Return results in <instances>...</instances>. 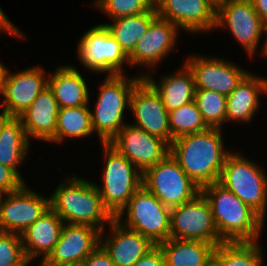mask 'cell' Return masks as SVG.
<instances>
[{
    "label": "cell",
    "instance_id": "8d00e7d4",
    "mask_svg": "<svg viewBox=\"0 0 267 266\" xmlns=\"http://www.w3.org/2000/svg\"><path fill=\"white\" fill-rule=\"evenodd\" d=\"M133 266H166V262L162 250L158 245H156Z\"/></svg>",
    "mask_w": 267,
    "mask_h": 266
},
{
    "label": "cell",
    "instance_id": "52a82bcc",
    "mask_svg": "<svg viewBox=\"0 0 267 266\" xmlns=\"http://www.w3.org/2000/svg\"><path fill=\"white\" fill-rule=\"evenodd\" d=\"M125 210L127 216L123 221ZM170 210L142 185L115 218L124 227L139 232L158 245L170 239Z\"/></svg>",
    "mask_w": 267,
    "mask_h": 266
},
{
    "label": "cell",
    "instance_id": "8fae6325",
    "mask_svg": "<svg viewBox=\"0 0 267 266\" xmlns=\"http://www.w3.org/2000/svg\"><path fill=\"white\" fill-rule=\"evenodd\" d=\"M109 144L142 173L170 154L167 141L132 124H125Z\"/></svg>",
    "mask_w": 267,
    "mask_h": 266
},
{
    "label": "cell",
    "instance_id": "ba28073f",
    "mask_svg": "<svg viewBox=\"0 0 267 266\" xmlns=\"http://www.w3.org/2000/svg\"><path fill=\"white\" fill-rule=\"evenodd\" d=\"M142 185L170 208L194 199L201 192L171 154L143 173Z\"/></svg>",
    "mask_w": 267,
    "mask_h": 266
},
{
    "label": "cell",
    "instance_id": "484cf974",
    "mask_svg": "<svg viewBox=\"0 0 267 266\" xmlns=\"http://www.w3.org/2000/svg\"><path fill=\"white\" fill-rule=\"evenodd\" d=\"M166 266H204L216 245L199 240L168 239L158 244Z\"/></svg>",
    "mask_w": 267,
    "mask_h": 266
},
{
    "label": "cell",
    "instance_id": "3957f363",
    "mask_svg": "<svg viewBox=\"0 0 267 266\" xmlns=\"http://www.w3.org/2000/svg\"><path fill=\"white\" fill-rule=\"evenodd\" d=\"M50 207L67 224L89 225L101 232L115 217L104 206L97 184L68 177L50 196Z\"/></svg>",
    "mask_w": 267,
    "mask_h": 266
},
{
    "label": "cell",
    "instance_id": "2e32d148",
    "mask_svg": "<svg viewBox=\"0 0 267 266\" xmlns=\"http://www.w3.org/2000/svg\"><path fill=\"white\" fill-rule=\"evenodd\" d=\"M157 15L191 33L208 32L216 25L212 0H155Z\"/></svg>",
    "mask_w": 267,
    "mask_h": 266
},
{
    "label": "cell",
    "instance_id": "9c48e42d",
    "mask_svg": "<svg viewBox=\"0 0 267 266\" xmlns=\"http://www.w3.org/2000/svg\"><path fill=\"white\" fill-rule=\"evenodd\" d=\"M77 54L86 69L108 75L123 74L124 62L130 64L129 56L105 24L94 26L82 35Z\"/></svg>",
    "mask_w": 267,
    "mask_h": 266
},
{
    "label": "cell",
    "instance_id": "7402d4cb",
    "mask_svg": "<svg viewBox=\"0 0 267 266\" xmlns=\"http://www.w3.org/2000/svg\"><path fill=\"white\" fill-rule=\"evenodd\" d=\"M65 222L50 207L34 224L21 235L23 250L31 263L42 254L46 259L53 251Z\"/></svg>",
    "mask_w": 267,
    "mask_h": 266
},
{
    "label": "cell",
    "instance_id": "f1b7e54d",
    "mask_svg": "<svg viewBox=\"0 0 267 266\" xmlns=\"http://www.w3.org/2000/svg\"><path fill=\"white\" fill-rule=\"evenodd\" d=\"M89 105L59 108L55 129V143L65 138H85L93 134L91 110Z\"/></svg>",
    "mask_w": 267,
    "mask_h": 266
},
{
    "label": "cell",
    "instance_id": "836d02e7",
    "mask_svg": "<svg viewBox=\"0 0 267 266\" xmlns=\"http://www.w3.org/2000/svg\"><path fill=\"white\" fill-rule=\"evenodd\" d=\"M21 235L0 232V266H28Z\"/></svg>",
    "mask_w": 267,
    "mask_h": 266
},
{
    "label": "cell",
    "instance_id": "6da1fadb",
    "mask_svg": "<svg viewBox=\"0 0 267 266\" xmlns=\"http://www.w3.org/2000/svg\"><path fill=\"white\" fill-rule=\"evenodd\" d=\"M219 128L175 138L170 144V154L182 170L200 187L219 182L229 151L223 145Z\"/></svg>",
    "mask_w": 267,
    "mask_h": 266
},
{
    "label": "cell",
    "instance_id": "1f68e13d",
    "mask_svg": "<svg viewBox=\"0 0 267 266\" xmlns=\"http://www.w3.org/2000/svg\"><path fill=\"white\" fill-rule=\"evenodd\" d=\"M194 102L209 128L222 129L226 122V95L212 90L196 89Z\"/></svg>",
    "mask_w": 267,
    "mask_h": 266
},
{
    "label": "cell",
    "instance_id": "7a4b0ae2",
    "mask_svg": "<svg viewBox=\"0 0 267 266\" xmlns=\"http://www.w3.org/2000/svg\"><path fill=\"white\" fill-rule=\"evenodd\" d=\"M201 193L209 202L213 220L224 242L258 241L264 220L219 182L205 185Z\"/></svg>",
    "mask_w": 267,
    "mask_h": 266
},
{
    "label": "cell",
    "instance_id": "7c38bea8",
    "mask_svg": "<svg viewBox=\"0 0 267 266\" xmlns=\"http://www.w3.org/2000/svg\"><path fill=\"white\" fill-rule=\"evenodd\" d=\"M24 184L19 190L3 193L0 202L1 232L22 233L49 208L50 198L38 195ZM5 199H3V197Z\"/></svg>",
    "mask_w": 267,
    "mask_h": 266
},
{
    "label": "cell",
    "instance_id": "4316f807",
    "mask_svg": "<svg viewBox=\"0 0 267 266\" xmlns=\"http://www.w3.org/2000/svg\"><path fill=\"white\" fill-rule=\"evenodd\" d=\"M29 146L21 118L10 116L0 131V163L12 168L21 177L17 167L24 161Z\"/></svg>",
    "mask_w": 267,
    "mask_h": 266
},
{
    "label": "cell",
    "instance_id": "5bb4252c",
    "mask_svg": "<svg viewBox=\"0 0 267 266\" xmlns=\"http://www.w3.org/2000/svg\"><path fill=\"white\" fill-rule=\"evenodd\" d=\"M5 70L1 93L3 96L2 112L9 116H21L48 86V77L42 67H34L17 73Z\"/></svg>",
    "mask_w": 267,
    "mask_h": 266
},
{
    "label": "cell",
    "instance_id": "4fadbf2b",
    "mask_svg": "<svg viewBox=\"0 0 267 266\" xmlns=\"http://www.w3.org/2000/svg\"><path fill=\"white\" fill-rule=\"evenodd\" d=\"M264 25L251 0L230 1L216 7L215 29L229 28L251 58L264 33Z\"/></svg>",
    "mask_w": 267,
    "mask_h": 266
},
{
    "label": "cell",
    "instance_id": "7dc6e473",
    "mask_svg": "<svg viewBox=\"0 0 267 266\" xmlns=\"http://www.w3.org/2000/svg\"><path fill=\"white\" fill-rule=\"evenodd\" d=\"M1 197H2V193H0V202H1ZM0 232H1V228H0Z\"/></svg>",
    "mask_w": 267,
    "mask_h": 266
},
{
    "label": "cell",
    "instance_id": "277c9868",
    "mask_svg": "<svg viewBox=\"0 0 267 266\" xmlns=\"http://www.w3.org/2000/svg\"><path fill=\"white\" fill-rule=\"evenodd\" d=\"M125 75H108L105 78L100 85L95 108L91 110L92 127L102 144L109 143L125 125L124 110L130 108L131 93L143 79V74L129 79Z\"/></svg>",
    "mask_w": 267,
    "mask_h": 266
},
{
    "label": "cell",
    "instance_id": "f546056e",
    "mask_svg": "<svg viewBox=\"0 0 267 266\" xmlns=\"http://www.w3.org/2000/svg\"><path fill=\"white\" fill-rule=\"evenodd\" d=\"M258 242H223L216 245L215 253L223 266H261L262 248Z\"/></svg>",
    "mask_w": 267,
    "mask_h": 266
},
{
    "label": "cell",
    "instance_id": "5b68a950",
    "mask_svg": "<svg viewBox=\"0 0 267 266\" xmlns=\"http://www.w3.org/2000/svg\"><path fill=\"white\" fill-rule=\"evenodd\" d=\"M106 164L103 186L97 185L104 206L116 217L142 186L143 173L109 143H103Z\"/></svg>",
    "mask_w": 267,
    "mask_h": 266
},
{
    "label": "cell",
    "instance_id": "ac0fdd59",
    "mask_svg": "<svg viewBox=\"0 0 267 266\" xmlns=\"http://www.w3.org/2000/svg\"><path fill=\"white\" fill-rule=\"evenodd\" d=\"M178 29L174 23L157 16L128 55L130 64L156 66L174 49Z\"/></svg>",
    "mask_w": 267,
    "mask_h": 266
},
{
    "label": "cell",
    "instance_id": "ab89813d",
    "mask_svg": "<svg viewBox=\"0 0 267 266\" xmlns=\"http://www.w3.org/2000/svg\"><path fill=\"white\" fill-rule=\"evenodd\" d=\"M204 266H223L221 258L214 252Z\"/></svg>",
    "mask_w": 267,
    "mask_h": 266
},
{
    "label": "cell",
    "instance_id": "4dcf8cb0",
    "mask_svg": "<svg viewBox=\"0 0 267 266\" xmlns=\"http://www.w3.org/2000/svg\"><path fill=\"white\" fill-rule=\"evenodd\" d=\"M169 126L171 143L177 137L194 134L209 128L194 101L170 111Z\"/></svg>",
    "mask_w": 267,
    "mask_h": 266
},
{
    "label": "cell",
    "instance_id": "60d3db41",
    "mask_svg": "<svg viewBox=\"0 0 267 266\" xmlns=\"http://www.w3.org/2000/svg\"><path fill=\"white\" fill-rule=\"evenodd\" d=\"M40 264L39 266H81L79 264H57V263L47 262L45 259H42Z\"/></svg>",
    "mask_w": 267,
    "mask_h": 266
},
{
    "label": "cell",
    "instance_id": "d590c367",
    "mask_svg": "<svg viewBox=\"0 0 267 266\" xmlns=\"http://www.w3.org/2000/svg\"><path fill=\"white\" fill-rule=\"evenodd\" d=\"M81 266H115V264L104 248L99 245L91 254H89Z\"/></svg>",
    "mask_w": 267,
    "mask_h": 266
},
{
    "label": "cell",
    "instance_id": "bcb514c9",
    "mask_svg": "<svg viewBox=\"0 0 267 266\" xmlns=\"http://www.w3.org/2000/svg\"><path fill=\"white\" fill-rule=\"evenodd\" d=\"M214 2L215 7L219 6V0H212Z\"/></svg>",
    "mask_w": 267,
    "mask_h": 266
},
{
    "label": "cell",
    "instance_id": "44dd1931",
    "mask_svg": "<svg viewBox=\"0 0 267 266\" xmlns=\"http://www.w3.org/2000/svg\"><path fill=\"white\" fill-rule=\"evenodd\" d=\"M58 103L53 92L47 86L33 101L30 107L19 116L28 140L35 137L40 140L55 143V129Z\"/></svg>",
    "mask_w": 267,
    "mask_h": 266
},
{
    "label": "cell",
    "instance_id": "ee69618b",
    "mask_svg": "<svg viewBox=\"0 0 267 266\" xmlns=\"http://www.w3.org/2000/svg\"><path fill=\"white\" fill-rule=\"evenodd\" d=\"M10 116L5 112H0V131L3 123L9 118Z\"/></svg>",
    "mask_w": 267,
    "mask_h": 266
},
{
    "label": "cell",
    "instance_id": "30bf717a",
    "mask_svg": "<svg viewBox=\"0 0 267 266\" xmlns=\"http://www.w3.org/2000/svg\"><path fill=\"white\" fill-rule=\"evenodd\" d=\"M170 239L199 240L215 245L224 242L216 229L209 202L201 192L194 199L171 208Z\"/></svg>",
    "mask_w": 267,
    "mask_h": 266
},
{
    "label": "cell",
    "instance_id": "8992f818",
    "mask_svg": "<svg viewBox=\"0 0 267 266\" xmlns=\"http://www.w3.org/2000/svg\"><path fill=\"white\" fill-rule=\"evenodd\" d=\"M219 183L264 220L267 208V175L260 166L241 154L231 152L225 160Z\"/></svg>",
    "mask_w": 267,
    "mask_h": 266
},
{
    "label": "cell",
    "instance_id": "ffe728a7",
    "mask_svg": "<svg viewBox=\"0 0 267 266\" xmlns=\"http://www.w3.org/2000/svg\"><path fill=\"white\" fill-rule=\"evenodd\" d=\"M109 226L113 235L103 240L105 231L101 232L100 245L109 254L115 266H133L156 246L139 232L124 227L116 218Z\"/></svg>",
    "mask_w": 267,
    "mask_h": 266
},
{
    "label": "cell",
    "instance_id": "e575fe53",
    "mask_svg": "<svg viewBox=\"0 0 267 266\" xmlns=\"http://www.w3.org/2000/svg\"><path fill=\"white\" fill-rule=\"evenodd\" d=\"M25 184L12 168L0 163V193H8L19 190Z\"/></svg>",
    "mask_w": 267,
    "mask_h": 266
},
{
    "label": "cell",
    "instance_id": "603a6c76",
    "mask_svg": "<svg viewBox=\"0 0 267 266\" xmlns=\"http://www.w3.org/2000/svg\"><path fill=\"white\" fill-rule=\"evenodd\" d=\"M261 93L267 94V79L248 72L230 95H227L226 121H251L259 110Z\"/></svg>",
    "mask_w": 267,
    "mask_h": 266
},
{
    "label": "cell",
    "instance_id": "83f0119b",
    "mask_svg": "<svg viewBox=\"0 0 267 266\" xmlns=\"http://www.w3.org/2000/svg\"><path fill=\"white\" fill-rule=\"evenodd\" d=\"M157 16L154 7L151 11L139 15L113 19L112 24L105 23V26L110 30L124 52L129 55Z\"/></svg>",
    "mask_w": 267,
    "mask_h": 266
},
{
    "label": "cell",
    "instance_id": "f6af8a7d",
    "mask_svg": "<svg viewBox=\"0 0 267 266\" xmlns=\"http://www.w3.org/2000/svg\"><path fill=\"white\" fill-rule=\"evenodd\" d=\"M230 1H242V0H219V5H221L225 2H230Z\"/></svg>",
    "mask_w": 267,
    "mask_h": 266
},
{
    "label": "cell",
    "instance_id": "74e56055",
    "mask_svg": "<svg viewBox=\"0 0 267 266\" xmlns=\"http://www.w3.org/2000/svg\"><path fill=\"white\" fill-rule=\"evenodd\" d=\"M4 31L18 38H27L14 24H12L0 7V33Z\"/></svg>",
    "mask_w": 267,
    "mask_h": 266
},
{
    "label": "cell",
    "instance_id": "e0dca14e",
    "mask_svg": "<svg viewBox=\"0 0 267 266\" xmlns=\"http://www.w3.org/2000/svg\"><path fill=\"white\" fill-rule=\"evenodd\" d=\"M186 61L184 63L193 73L196 89L212 90L226 96L230 95L248 73L235 63L216 57L195 55L189 56Z\"/></svg>",
    "mask_w": 267,
    "mask_h": 266
},
{
    "label": "cell",
    "instance_id": "cb8c5ba5",
    "mask_svg": "<svg viewBox=\"0 0 267 266\" xmlns=\"http://www.w3.org/2000/svg\"><path fill=\"white\" fill-rule=\"evenodd\" d=\"M48 86L59 108L89 104L88 86L75 66H60L48 77Z\"/></svg>",
    "mask_w": 267,
    "mask_h": 266
},
{
    "label": "cell",
    "instance_id": "d4e9b609",
    "mask_svg": "<svg viewBox=\"0 0 267 266\" xmlns=\"http://www.w3.org/2000/svg\"><path fill=\"white\" fill-rule=\"evenodd\" d=\"M143 78L155 89L168 112L194 101L196 84L193 73L184 63L182 69L173 75H164L157 84L150 74Z\"/></svg>",
    "mask_w": 267,
    "mask_h": 266
},
{
    "label": "cell",
    "instance_id": "b9f144b4",
    "mask_svg": "<svg viewBox=\"0 0 267 266\" xmlns=\"http://www.w3.org/2000/svg\"><path fill=\"white\" fill-rule=\"evenodd\" d=\"M7 67L3 65V63H0V93L2 89V84H3V78H4V73Z\"/></svg>",
    "mask_w": 267,
    "mask_h": 266
},
{
    "label": "cell",
    "instance_id": "d6986e66",
    "mask_svg": "<svg viewBox=\"0 0 267 266\" xmlns=\"http://www.w3.org/2000/svg\"><path fill=\"white\" fill-rule=\"evenodd\" d=\"M101 231L89 225L65 223L53 251L45 259L57 264H79L100 245Z\"/></svg>",
    "mask_w": 267,
    "mask_h": 266
},
{
    "label": "cell",
    "instance_id": "f35d334b",
    "mask_svg": "<svg viewBox=\"0 0 267 266\" xmlns=\"http://www.w3.org/2000/svg\"><path fill=\"white\" fill-rule=\"evenodd\" d=\"M261 21L267 24V0H251Z\"/></svg>",
    "mask_w": 267,
    "mask_h": 266
},
{
    "label": "cell",
    "instance_id": "9a60e30c",
    "mask_svg": "<svg viewBox=\"0 0 267 266\" xmlns=\"http://www.w3.org/2000/svg\"><path fill=\"white\" fill-rule=\"evenodd\" d=\"M129 110L135 116L132 125L171 144L169 112L159 94L144 78L131 93Z\"/></svg>",
    "mask_w": 267,
    "mask_h": 266
},
{
    "label": "cell",
    "instance_id": "7bdbcfd3",
    "mask_svg": "<svg viewBox=\"0 0 267 266\" xmlns=\"http://www.w3.org/2000/svg\"><path fill=\"white\" fill-rule=\"evenodd\" d=\"M264 32L266 33V40H265V43L263 44L264 46H262V53H263V56L265 55V57L267 56V24L264 25Z\"/></svg>",
    "mask_w": 267,
    "mask_h": 266
},
{
    "label": "cell",
    "instance_id": "d6a6232c",
    "mask_svg": "<svg viewBox=\"0 0 267 266\" xmlns=\"http://www.w3.org/2000/svg\"><path fill=\"white\" fill-rule=\"evenodd\" d=\"M94 5L109 18L118 19L151 11L155 7V0H97Z\"/></svg>",
    "mask_w": 267,
    "mask_h": 266
}]
</instances>
